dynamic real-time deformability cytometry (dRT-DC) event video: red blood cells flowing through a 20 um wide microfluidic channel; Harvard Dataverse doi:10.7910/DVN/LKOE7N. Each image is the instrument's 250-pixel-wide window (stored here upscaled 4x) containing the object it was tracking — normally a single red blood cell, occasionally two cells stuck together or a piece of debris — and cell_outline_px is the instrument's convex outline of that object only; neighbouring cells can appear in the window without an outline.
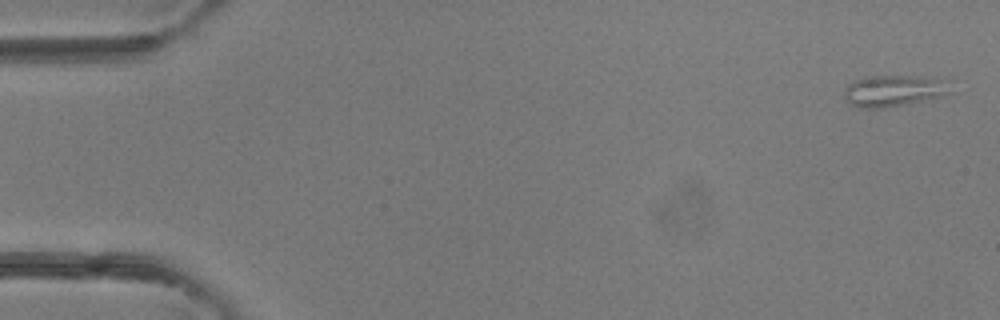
{"species": "common noctule bat (a hibernating species)", "species_latin": "Nyctalus noctula", "temperature_condition": "room temperature", "stored_images_in_passage": 5, "camera_frame_rate_fps": 3000, "um_per_image_px": 0.085, "animal": {"sex": "female"}, "frame": {"image": 1, "passage_image": 1, "time_ms": 0.0, "image_size_px": [1000, 320], "cell_outline_px": [[952, 92], [944, 96], [884, 108], [860, 108], [852, 104], [844, 96], [844, 88], [852, 80], [864, 76], [916, 76], [948, 80]], "centroid_in_image_um": [75.97, 7.7], "position_along_channel_um": 9.0, "area_um2": 19.59}}